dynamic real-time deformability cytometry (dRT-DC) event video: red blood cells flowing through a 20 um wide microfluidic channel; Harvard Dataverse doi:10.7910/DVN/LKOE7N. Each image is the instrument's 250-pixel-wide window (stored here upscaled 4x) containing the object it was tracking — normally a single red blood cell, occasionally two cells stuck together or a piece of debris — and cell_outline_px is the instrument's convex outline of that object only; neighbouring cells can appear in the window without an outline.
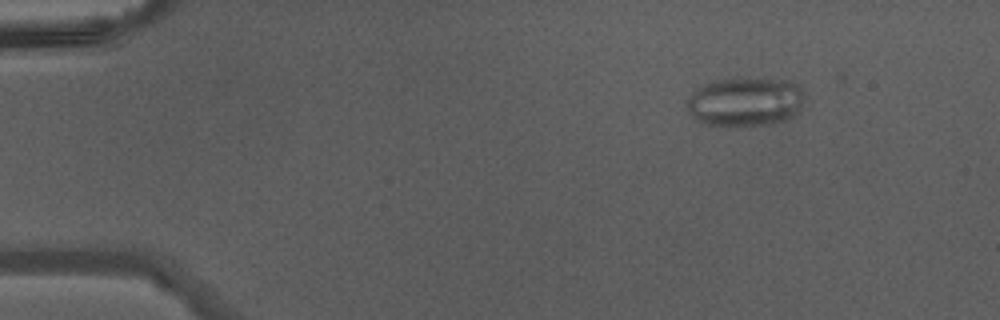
{"species": "Egyptian fruit bat (a non-hibernating species)", "species_latin": "Rousettus aegyptiacus", "temperature_condition": "warm", "stored_images_in_passage": 46, "camera_frame_rate_fps": 3000, "um_per_image_px": 0.085, "animal": {"sex": "male"}, "frame": {"image": 1, "passage_image": 7, "time_ms": 2.0, "image_size_px": [1000, 320], "cell_outline_px": [[804, 100], [800, 108], [792, 116], [784, 120], [764, 124], [704, 124], [692, 116], [688, 112], [684, 104], [688, 96], [692, 92], [704, 84], [712, 80], [760, 76], [788, 80], [796, 84], [804, 92]], "centroid_in_image_um": [63.33, 8.58], "position_along_channel_um": 21.7, "area_um2": 33.87}}
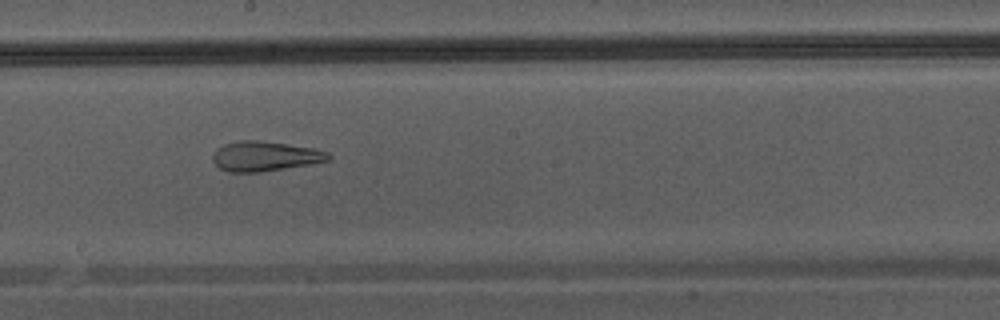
{"frame": {"image": 2, "passage_image": 27, "time_ms": 8.667, "image_size_px": [1000, 320], "cell_outline_px": [[332, 160], [260, 172], [228, 172], [220, 168], [212, 160], [212, 156], [216, 148], [224, 144], [240, 140], [260, 140], [288, 144], [312, 148], [328, 152], [332, 156]], "centroid_in_image_um": [22.51, 13.27], "position_along_channel_um": 225.7, "area_um2": 20.11}}
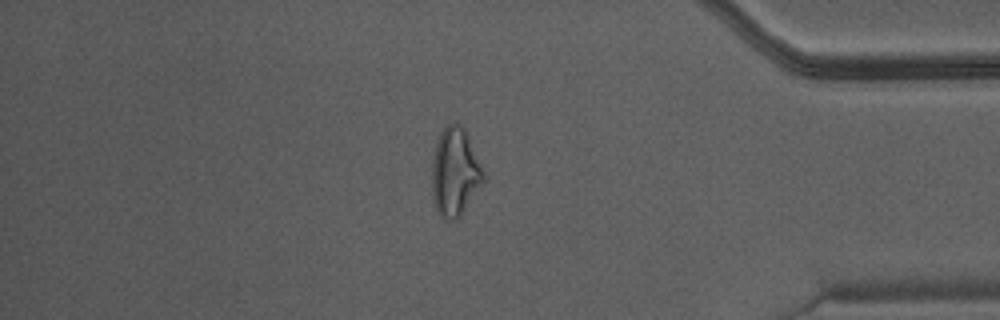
{"frame": {"image": 3, "passage_image": 40, "time_ms": 13.0, "image_size_px": [1000, 320], "cell_outline_px": [[484, 180], [460, 216], [456, 220], [448, 220], [440, 216], [436, 212], [432, 196], [432, 160], [436, 144], [440, 132], [448, 124], [460, 124], [464, 128], [484, 172]], "centroid_in_image_um": [38.64, 14.66], "position_along_channel_um": 396.6, "area_um2": 26.18}}